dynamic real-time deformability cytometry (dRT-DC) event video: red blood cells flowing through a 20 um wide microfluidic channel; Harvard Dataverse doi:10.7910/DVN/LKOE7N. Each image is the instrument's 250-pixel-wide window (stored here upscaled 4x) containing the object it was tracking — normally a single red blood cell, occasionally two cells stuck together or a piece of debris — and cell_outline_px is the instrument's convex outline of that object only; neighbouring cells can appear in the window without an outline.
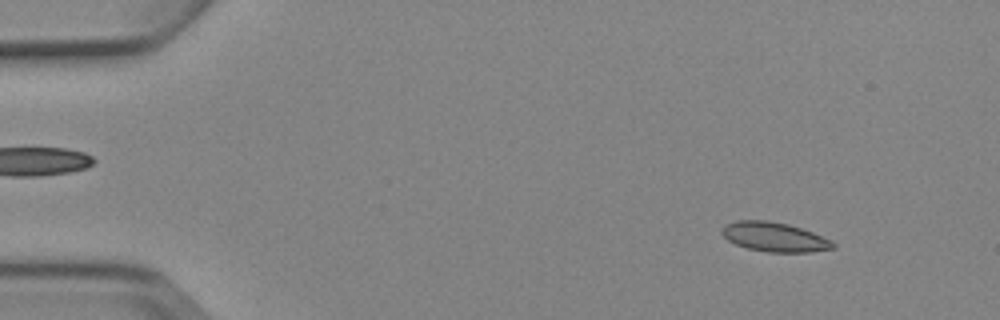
{"species": "Egyptian fruit bat (a non-hibernating species)", "species_latin": "Rousettus aegyptiacus", "temperature_condition": "cold", "stored_images_in_passage": 5, "camera_frame_rate_fps": 3000, "um_per_image_px": 0.085, "animal": {"sex": "female"}, "frame": {"image": 1, "passage_image": 1, "time_ms": 0.0, "image_size_px": [1000, 320], "cell_outline_px": [[836, 248], [808, 252], [768, 252], [748, 248], [736, 244], [728, 240], [720, 232], [720, 228], [724, 224], [736, 220], [768, 220], [788, 224], [812, 232], [832, 240], [836, 244]], "centroid_in_image_um": [65.81, 20.13], "position_along_channel_um": 19.2, "area_um2": 19.13}}
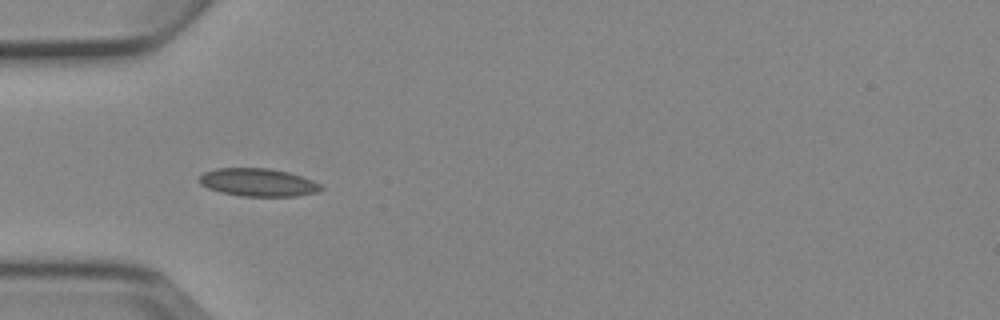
{"frame": {"image": 2, "passage_image": 4, "time_ms": 3.667, "image_size_px": [1000, 320], "cell_outline_px": [[324, 188], [320, 192], [296, 196], [240, 196], [220, 192], [208, 188], [200, 184], [200, 176], [204, 172], [216, 168], [268, 168], [288, 172], [312, 180], [320, 184]], "centroid_in_image_um": [21.95, 15.51], "position_along_channel_um": 63.1, "area_um2": 19.83}}
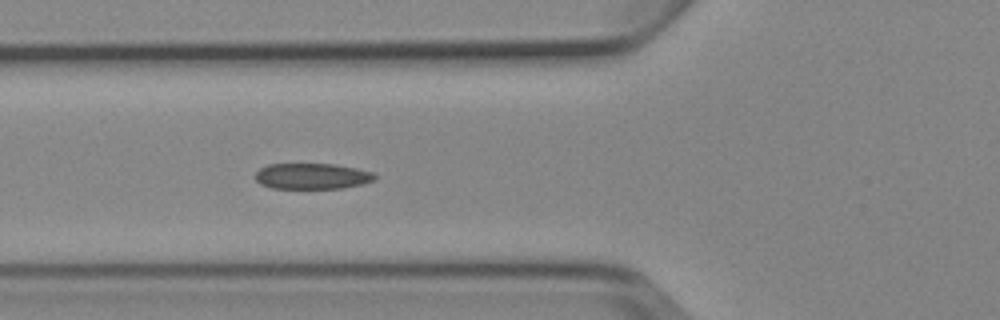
{"frame": {"image": 3, "passage_image": 5, "time_ms": 4.667, "image_size_px": [1000, 320], "cell_outline_px": [[376, 180], [344, 188], [272, 188], [260, 184], [256, 180], [256, 172], [260, 168], [268, 164], [332, 164], [356, 168], [372, 172], [376, 176]], "centroid_in_image_um": [26.52, 14.97], "position_along_channel_um": 99.3, "area_um2": 17.92}}